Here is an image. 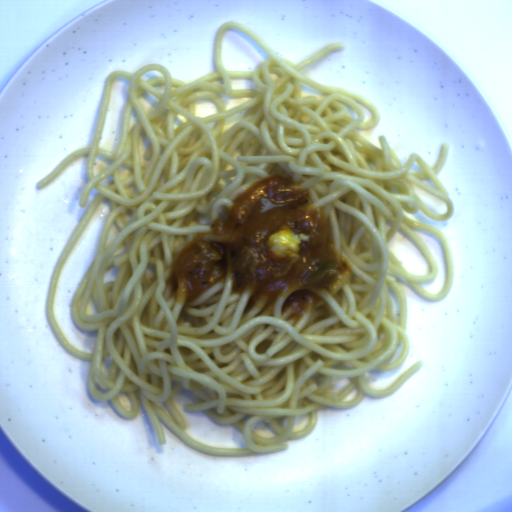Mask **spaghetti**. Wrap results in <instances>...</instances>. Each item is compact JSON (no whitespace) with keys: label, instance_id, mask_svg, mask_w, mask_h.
Returning <instances> with one entry per match:
<instances>
[{"label":"spaghetti","instance_id":"spaghetti-1","mask_svg":"<svg viewBox=\"0 0 512 512\" xmlns=\"http://www.w3.org/2000/svg\"><path fill=\"white\" fill-rule=\"evenodd\" d=\"M235 28L271 59L255 71L227 70L222 37ZM344 47L327 44L295 65L246 25L226 21L215 34L217 72L186 84L161 64L112 71L90 147L69 153L37 181L42 191L87 156L79 208L97 193L54 263L45 319L65 351L92 361L90 396L110 401L124 418L136 417L142 405L159 445L168 442L162 421L211 456L288 450L286 441L313 432L318 410L350 409L365 395L390 397L423 364L416 361L384 389H372L367 379L372 370L396 369L410 351L406 295L388 271L431 302L453 287L447 227L448 240L404 212L452 218L454 203L437 177L450 147L441 144L433 167L415 152L401 165L386 136L379 135L380 148L358 132L380 122L376 105L299 72ZM148 71L164 77L146 82L141 75ZM119 76L131 89L115 154L98 144ZM231 78H252L259 91L232 89ZM213 91L253 98L226 111ZM144 92L161 100L147 114L139 100ZM204 97L218 111L202 118L195 99ZM97 154L113 163L94 178ZM412 183L446 201L448 213L426 208ZM105 198L112 210L71 305L77 326L99 330L87 354L58 328L55 287ZM413 228L442 241L448 272L441 293L419 283L434 280L437 267ZM399 229L426 256L428 275L407 273L386 248ZM387 286L400 301V326ZM332 375L354 381L337 394L325 391ZM183 387L200 401L185 411L234 425L246 448L209 446L187 435L172 398ZM308 412L307 428L292 432L296 415ZM261 419L279 436L257 435L252 426Z\"/></svg>","mask_w":512,"mask_h":512}]
</instances>
